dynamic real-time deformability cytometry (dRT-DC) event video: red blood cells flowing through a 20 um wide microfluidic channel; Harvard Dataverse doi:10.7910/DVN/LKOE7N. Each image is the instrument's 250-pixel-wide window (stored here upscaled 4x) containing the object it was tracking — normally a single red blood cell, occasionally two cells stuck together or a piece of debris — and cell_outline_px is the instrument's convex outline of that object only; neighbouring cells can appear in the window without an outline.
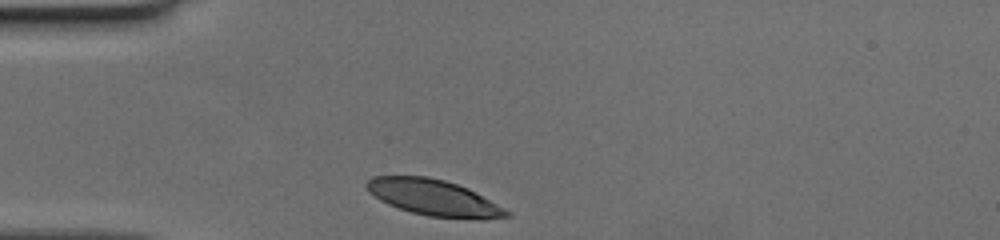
{"species": "human", "species_latin": "Homo sapiens", "temperature_condition": "cold", "stored_images_in_passage": 27, "camera_frame_rate_fps": 3000, "um_per_image_px": 0.085, "donor": {"sex": "female"}, "frame": {"image": 1, "passage_image": 1, "time_ms": 0.0, "image_size_px": [1000, 240], "cell_outline_px": [[512, 216], [484, 220], [480, 220], [428, 216], [412, 212], [388, 204], [380, 200], [368, 192], [364, 188], [364, 184], [372, 176], [428, 176], [444, 180], [468, 188], [512, 212]], "centroid_in_image_um": [36.89, 16.81], "position_along_channel_um": 48.1, "area_um2": 29.65}}
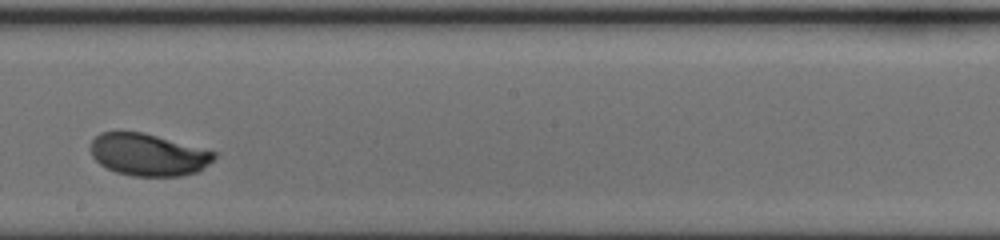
{"frame": {"image": 2, "passage_image": 16, "time_ms": 5.0, "image_size_px": [1000, 240], "cell_outline_px": [[216, 156], [208, 164], [196, 172], [180, 176], [132, 176], [116, 172], [100, 164], [92, 156], [92, 140], [100, 132], [144, 132], [216, 152]], "centroid_in_image_um": [12.59, 13.15], "position_along_channel_um": 235.6, "area_um2": 30.06}}
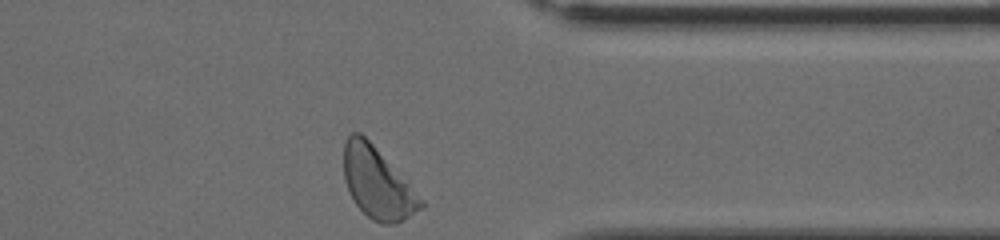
{"frame": {"image": 3, "passage_image": 27, "time_ms": 8.667, "image_size_px": [1000, 240], "cell_outline_px": [[424, 208], [396, 224], [380, 224], [372, 220], [356, 204], [344, 180], [344, 144], [348, 136], [352, 132], [360, 132], [408, 180], [424, 200]], "centroid_in_image_um": [32.12, 15.58], "position_along_channel_um": 379.3, "area_um2": 31.96}}